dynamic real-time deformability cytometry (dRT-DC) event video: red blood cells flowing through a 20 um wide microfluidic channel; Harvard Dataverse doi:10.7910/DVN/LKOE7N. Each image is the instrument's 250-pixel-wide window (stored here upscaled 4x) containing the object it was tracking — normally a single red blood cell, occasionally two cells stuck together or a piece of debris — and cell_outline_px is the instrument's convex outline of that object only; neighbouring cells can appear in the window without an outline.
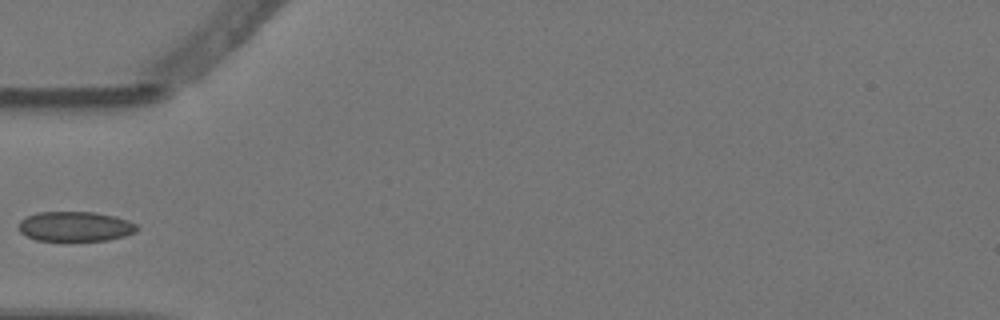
{"species": "Egyptian fruit bat (a non-hibernating species)", "species_latin": "Rousettus aegyptiacus", "temperature_condition": "warm", "stored_images_in_passage": 4, "camera_frame_rate_fps": 3000, "um_per_image_px": 0.085, "animal": {"sex": "female"}, "frame": {"image": 1, "passage_image": 4, "time_ms": 1.0, "image_size_px": [1000, 320], "cell_outline_px": [[136, 232], [124, 236], [108, 240], [72, 244], [68, 244], [36, 240], [20, 232], [20, 220], [28, 216], [40, 212], [96, 212], [116, 216], [128, 220], [136, 224]], "centroid_in_image_um": [6.41, 19.3], "position_along_channel_um": 78.6, "area_um2": 21.44}}